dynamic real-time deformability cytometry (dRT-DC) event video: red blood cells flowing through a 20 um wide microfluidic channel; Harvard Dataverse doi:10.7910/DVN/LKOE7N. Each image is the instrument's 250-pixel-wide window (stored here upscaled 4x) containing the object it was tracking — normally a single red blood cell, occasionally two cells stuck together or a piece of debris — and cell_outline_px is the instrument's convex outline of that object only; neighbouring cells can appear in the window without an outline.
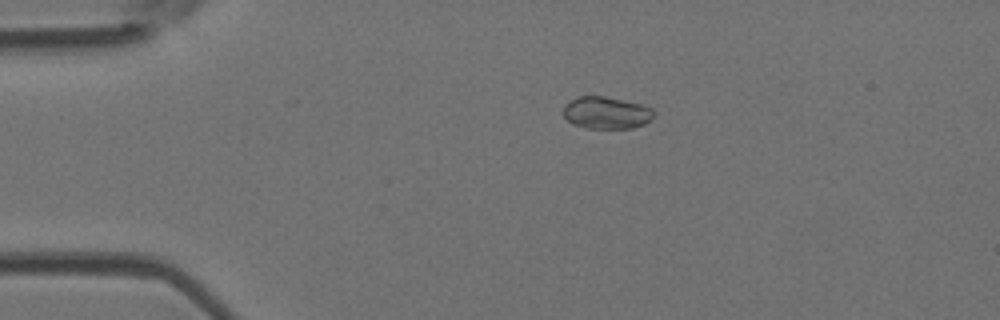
{"species": "Egyptian fruit bat (a non-hibernating species)", "species_latin": "Rousettus aegyptiacus", "temperature_condition": "room temperature", "stored_images_in_passage": 2, "camera_frame_rate_fps": 3000, "um_per_image_px": 0.085, "animal": {"sex": "female"}, "frame": {"image": 1, "passage_image": 1, "time_ms": 0.0, "image_size_px": [1000, 320], "cell_outline_px": [[652, 120], [644, 124], [632, 128], [588, 128], [572, 124], [564, 116], [564, 104], [576, 96], [604, 96], [640, 104], [652, 108]], "centroid_in_image_um": [51.51, 9.58], "position_along_channel_um": 33.5, "area_um2": 16.88}}